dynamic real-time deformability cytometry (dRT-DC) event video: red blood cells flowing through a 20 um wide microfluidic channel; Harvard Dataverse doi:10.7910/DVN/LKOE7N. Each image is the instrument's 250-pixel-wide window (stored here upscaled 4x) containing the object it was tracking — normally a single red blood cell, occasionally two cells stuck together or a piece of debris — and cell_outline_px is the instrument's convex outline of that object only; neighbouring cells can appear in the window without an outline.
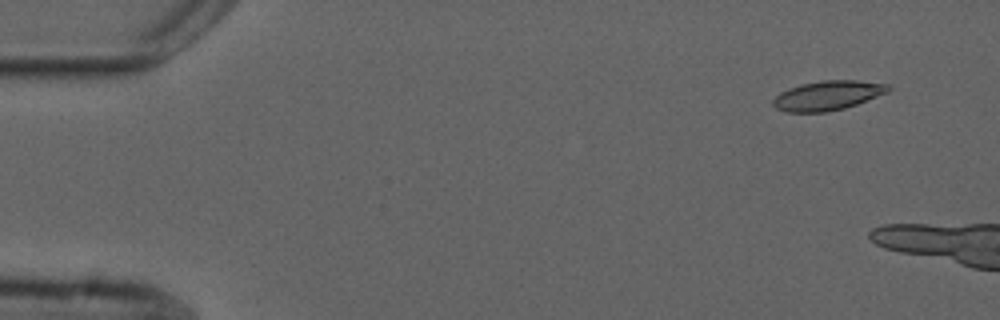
{"species": "common noctule bat (a hibernating species)", "species_latin": "Nyctalus noctula", "temperature_condition": "cold", "stored_images_in_passage": 3, "camera_frame_rate_fps": 3000, "um_per_image_px": 0.085, "animal": {"sex": "male", "forearm_length_mm": 52.5}, "frame": {"image": 1, "passage_image": 2, "time_ms": 1.0, "image_size_px": [1000, 320], "cell_outline_px": [[892, 88], [888, 92], [856, 104], [844, 108], [824, 112], [788, 112], [776, 108], [772, 104], [772, 100], [780, 92], [788, 88], [800, 84], [820, 80], [856, 80], [892, 84]], "centroid_in_image_um": [70.36, 8.1], "position_along_channel_um": 14.6, "area_um2": 19.88}}